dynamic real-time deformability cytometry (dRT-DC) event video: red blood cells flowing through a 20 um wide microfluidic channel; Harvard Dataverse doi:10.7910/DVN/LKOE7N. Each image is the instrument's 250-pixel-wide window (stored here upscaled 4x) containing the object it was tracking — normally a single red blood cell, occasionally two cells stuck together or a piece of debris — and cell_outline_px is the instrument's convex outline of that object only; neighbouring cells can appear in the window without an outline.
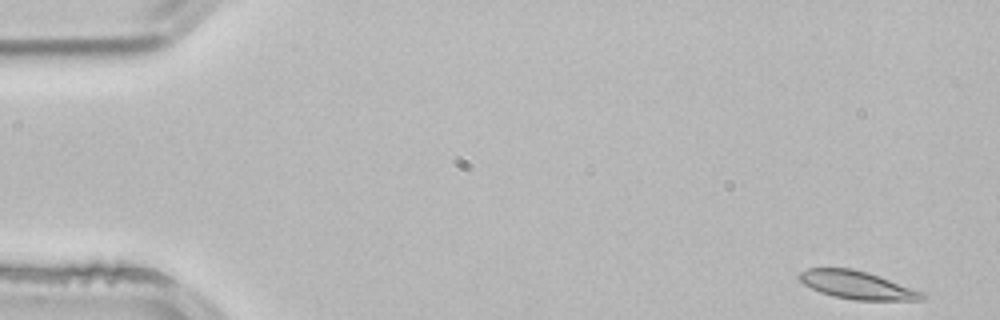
{"species": "common noctule bat (a hibernating species)", "species_latin": "Nyctalus noctula", "temperature_condition": "room temperature", "stored_images_in_passage": 3, "camera_frame_rate_fps": 3000, "um_per_image_px": 0.085, "animal": {"sex": "male", "body_mass_g": 21.5, "forearm_length_mm": 52.0}, "frame": {"image": 1, "passage_image": 1, "time_ms": 0.0, "image_size_px": [1000, 320], "cell_outline_px": [[928, 296], [924, 300], [856, 300], [836, 296], [820, 292], [804, 284], [796, 276], [800, 272], [808, 268], [852, 268], [868, 272], [928, 292]], "centroid_in_image_um": [72.96, 24.23], "position_along_channel_um": 12.0, "area_um2": 20.35}}
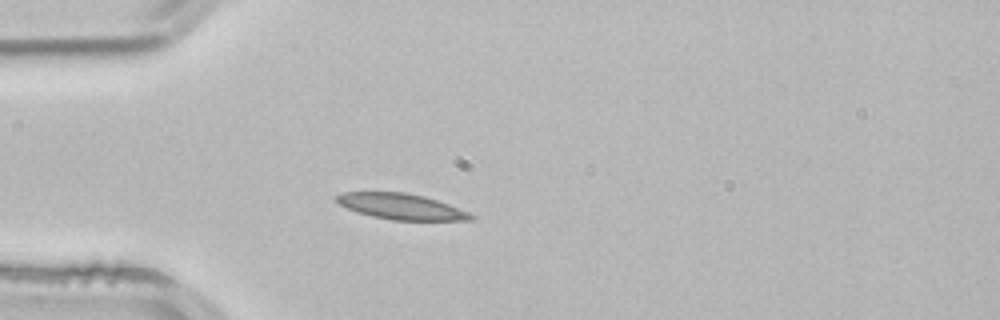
{"frame": {"image": 2, "passage_image": 3, "time_ms": 0.667, "image_size_px": [1000, 320], "cell_outline_px": [[476, 220], [392, 220], [372, 216], [356, 212], [340, 204], [336, 200], [336, 196], [344, 192], [404, 192], [424, 196], [448, 204], [468, 212], [476, 216]], "centroid_in_image_um": [34.12, 17.56], "position_along_channel_um": 50.9, "area_um2": 20.06}}